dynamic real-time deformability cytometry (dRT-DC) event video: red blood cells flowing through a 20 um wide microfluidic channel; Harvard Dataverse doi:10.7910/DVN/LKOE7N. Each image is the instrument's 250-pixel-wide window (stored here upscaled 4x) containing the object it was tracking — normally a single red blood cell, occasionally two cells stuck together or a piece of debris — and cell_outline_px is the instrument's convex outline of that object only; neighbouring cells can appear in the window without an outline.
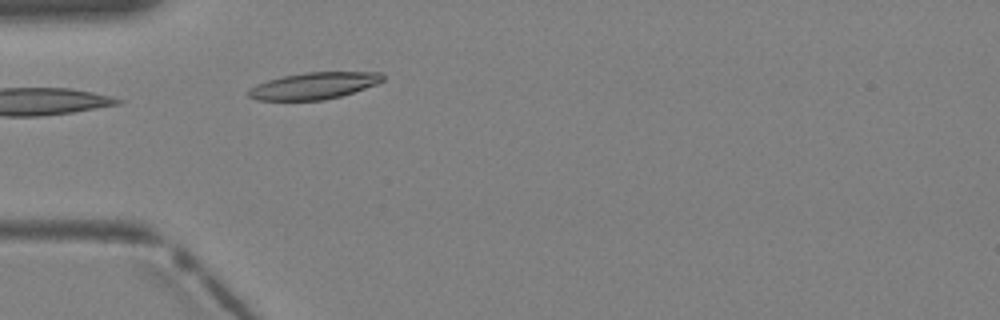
{"species": "Egyptian fruit bat (a non-hibernating species)", "species_latin": "Rousettus aegyptiacus", "temperature_condition": "warm", "stored_images_in_passage": 2, "camera_frame_rate_fps": 3000, "um_per_image_px": 0.085, "animal": {"sex": "female"}, "frame": {"image": 1, "passage_image": 2, "time_ms": 0.333, "image_size_px": [1000, 320], "cell_outline_px": [[384, 80], [376, 84], [340, 96], [324, 100], [256, 100], [248, 96], [248, 88], [256, 84], [268, 80], [284, 76], [308, 72], [380, 72], [384, 76]], "centroid_in_image_um": [26.65, 7.29], "position_along_channel_um": 58.3, "area_um2": 20.75}}